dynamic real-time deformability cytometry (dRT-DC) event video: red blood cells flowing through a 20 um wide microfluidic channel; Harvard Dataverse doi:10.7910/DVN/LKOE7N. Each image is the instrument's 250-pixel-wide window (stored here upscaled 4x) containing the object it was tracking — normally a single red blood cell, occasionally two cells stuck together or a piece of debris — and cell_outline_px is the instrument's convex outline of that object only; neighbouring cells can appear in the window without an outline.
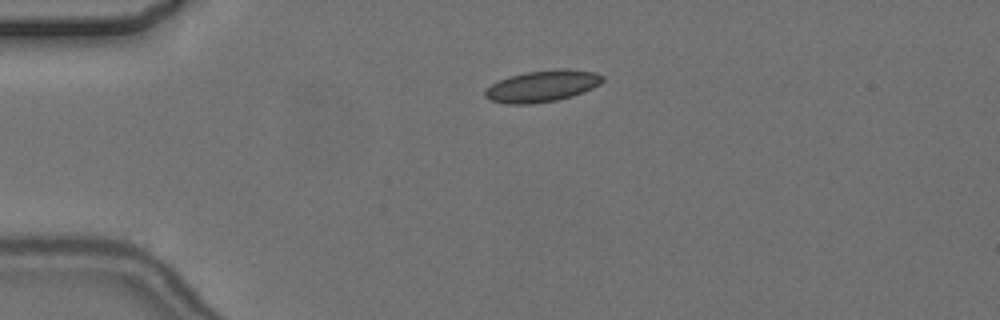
{"species": "common noctule bat (a hibernating species)", "species_latin": "Nyctalus noctula", "temperature_condition": "cold", "stored_images_in_passage": 2, "camera_frame_rate_fps": 3000, "um_per_image_px": 0.085, "animal": {"sex": "female", "body_mass_g": 24.6, "forearm_length_mm": 56.2}, "frame": {"image": 1, "passage_image": 1, "time_ms": 0.0, "image_size_px": [1000, 320], "cell_outline_px": [[604, 80], [600, 84], [584, 92], [572, 96], [556, 100], [532, 104], [504, 104], [488, 100], [484, 96], [484, 92], [492, 84], [508, 76], [524, 72], [560, 68], [568, 68], [596, 72], [604, 76]], "centroid_in_image_um": [46.1, 7.31], "position_along_channel_um": 38.9, "area_um2": 21.91}}